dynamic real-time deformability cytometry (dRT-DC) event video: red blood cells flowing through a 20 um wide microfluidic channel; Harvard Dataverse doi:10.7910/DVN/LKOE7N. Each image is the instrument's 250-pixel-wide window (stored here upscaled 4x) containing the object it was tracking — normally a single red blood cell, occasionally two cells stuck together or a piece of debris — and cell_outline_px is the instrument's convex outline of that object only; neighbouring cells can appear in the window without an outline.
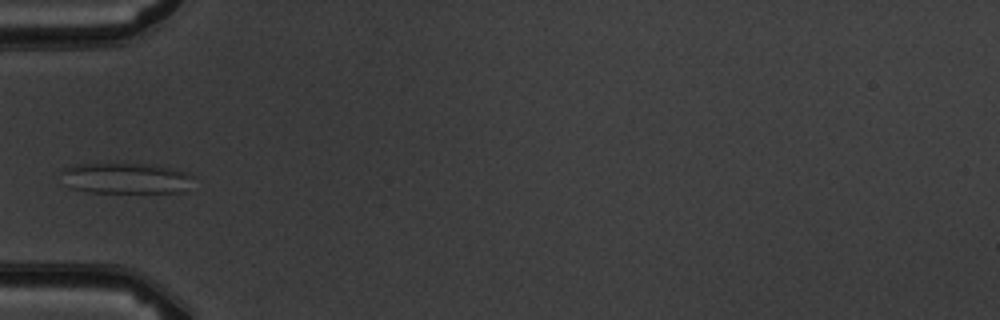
{"species": "common noctule bat (a hibernating species)", "species_latin": "Nyctalus noctula", "temperature_condition": "warm", "stored_images_in_passage": 5, "camera_frame_rate_fps": 3000, "um_per_image_px": 0.085, "animal": {"sex": "male", "body_mass_g": 19.5, "forearm_length_mm": 54.6}, "frame": {"image": 1, "passage_image": 4, "time_ms": 3.667, "image_size_px": [1000, 320], "cell_outline_px": [[196, 176], [180, 192], [88, 192], [72, 188], [68, 184], [60, 172], [64, 168], [76, 164], [124, 160], [152, 164], [188, 172]], "centroid_in_image_um": [10.67, 15.08], "position_along_channel_um": 74.3, "area_um2": 24.51}}
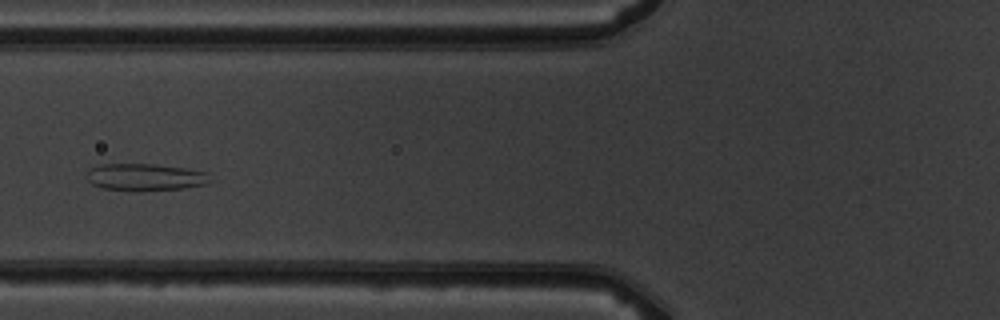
{"frame": {"image": 2, "passage_image": 5, "time_ms": 4.667, "image_size_px": [1000, 320], "cell_outline_px": [[216, 180], [208, 184], [184, 188], [140, 192], [136, 192], [104, 188], [92, 184], [88, 180], [88, 168], [100, 164], [152, 164], [184, 168], [208, 172]], "centroid_in_image_um": [12.42, 15.07], "position_along_channel_um": 113.4, "area_um2": 20.0}}